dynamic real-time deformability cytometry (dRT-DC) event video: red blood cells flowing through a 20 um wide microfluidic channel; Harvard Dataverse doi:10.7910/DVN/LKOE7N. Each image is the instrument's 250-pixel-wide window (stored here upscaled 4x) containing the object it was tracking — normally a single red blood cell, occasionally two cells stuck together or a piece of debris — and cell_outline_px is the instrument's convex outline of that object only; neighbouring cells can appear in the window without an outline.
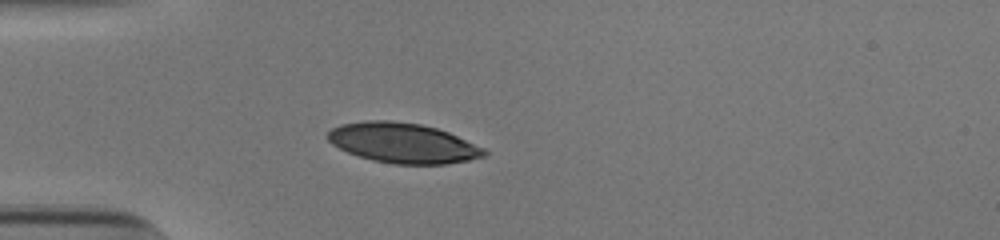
{"species": "human", "species_latin": "Homo sapiens", "temperature_condition": "cold", "stored_images_in_passage": 39, "camera_frame_rate_fps": 3000, "um_per_image_px": 0.085, "donor": {"sex": "male"}, "frame": {"image": 1, "passage_image": 1, "time_ms": 0.0, "image_size_px": [1000, 240], "cell_outline_px": [[488, 156], [468, 160], [444, 164], [396, 164], [372, 160], [348, 152], [332, 144], [324, 136], [332, 128], [340, 124], [364, 120], [392, 120], [420, 124], [436, 128], [448, 132], [484, 148], [488, 152]], "centroid_in_image_um": [34.23, 12.14], "position_along_channel_um": 50.8, "area_um2": 36.53}}
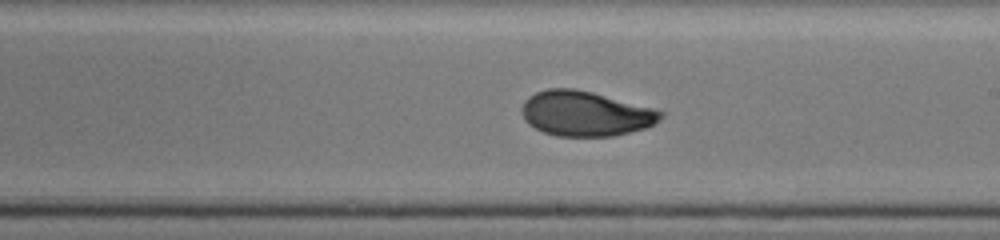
{"frame": {"image": 2, "passage_image": 17, "time_ms": 5.333, "image_size_px": [1000, 240], "cell_outline_px": [[664, 116], [660, 120], [644, 128], [612, 136], [556, 136], [544, 132], [528, 124], [524, 120], [520, 112], [520, 108], [524, 100], [528, 96], [536, 92], [548, 88], [572, 88], [592, 92], [652, 108], [664, 112]], "centroid_in_image_um": [49.7, 9.65], "position_along_channel_um": 239.3, "area_um2": 36.36}}
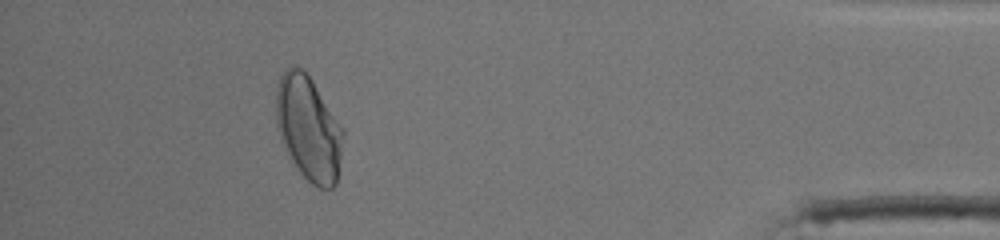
{"frame": {"image": 3, "passage_image": 34, "time_ms": 11.0, "image_size_px": [1000, 240], "cell_outline_px": [[344, 136], [336, 184], [332, 188], [320, 188], [312, 184], [300, 172], [284, 148], [280, 140], [276, 128], [276, 88], [280, 76], [292, 64], [300, 68], [312, 80], [344, 128]], "centroid_in_image_um": [26.22, 10.9], "position_along_channel_um": 409.0, "area_um2": 40.92}, "authors_computed_cell_mechanics": {"area_um2": 36.5296, "velocity_mm_per_s": 3.8422, "shape_relaxation_time_tau1_ms": 5.3888, "shape_relaxation_time_tau2_ms": 0.8671, "deformation_change_tau1": 0.1925, "deformation_change_tau2": 0.0492}}